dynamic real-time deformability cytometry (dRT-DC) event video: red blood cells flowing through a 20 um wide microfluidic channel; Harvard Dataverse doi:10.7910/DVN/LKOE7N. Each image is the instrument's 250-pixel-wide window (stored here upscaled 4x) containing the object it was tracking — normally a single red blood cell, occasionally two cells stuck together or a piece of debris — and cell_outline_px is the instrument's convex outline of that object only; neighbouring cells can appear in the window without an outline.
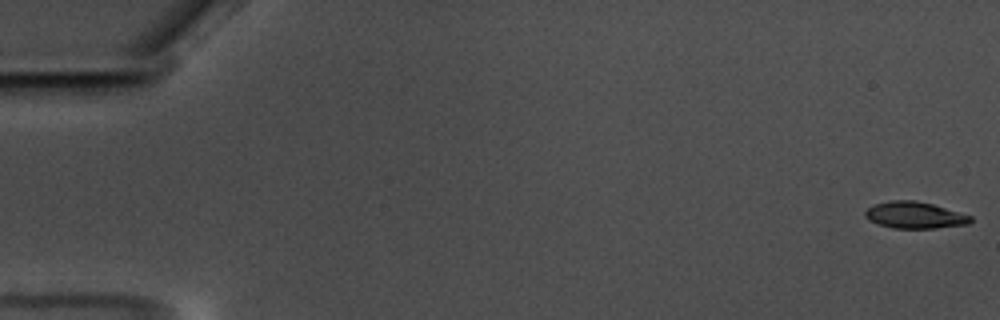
{"species": "common noctule bat (a hibernating species)", "species_latin": "Nyctalus noctula", "temperature_condition": "warm", "stored_images_in_passage": 59, "camera_frame_rate_fps": 3000, "um_per_image_px": 0.085, "animal": {"sex": "male", "body_mass_g": 17.5, "forearm_length_mm": 52.3}, "frame": {"image": 1, "passage_image": 1, "time_ms": 0.0, "image_size_px": [1000, 320], "cell_outline_px": [[972, 220], [968, 224], [936, 228], [892, 228], [868, 220], [864, 216], [864, 212], [868, 208], [876, 204], [892, 200], [916, 200], [932, 204], [972, 216]], "centroid_in_image_um": [77.74, 18.29], "position_along_channel_um": 7.3, "area_um2": 16.24}}
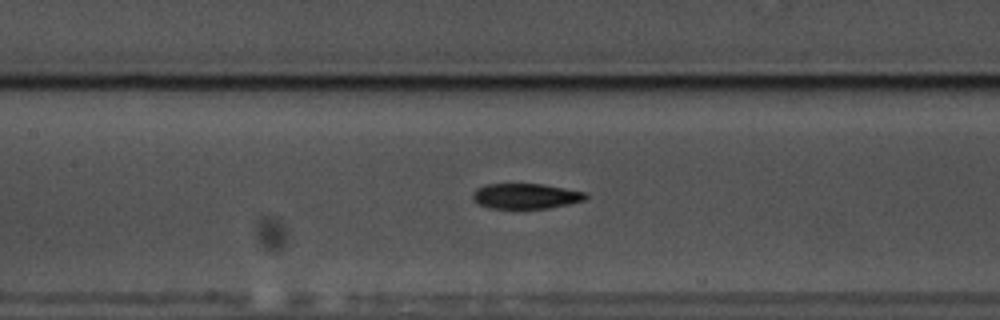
{"frame": {"image": 2, "passage_image": 28, "time_ms": 9.0, "image_size_px": [1000, 320], "cell_outline_px": [[588, 196], [584, 200], [568, 204], [548, 208], [488, 208], [472, 200], [472, 192], [476, 188], [488, 184], [544, 184], [588, 192]], "centroid_in_image_um": [44.69, 16.66], "position_along_channel_um": 162.7, "area_um2": 16.76}}
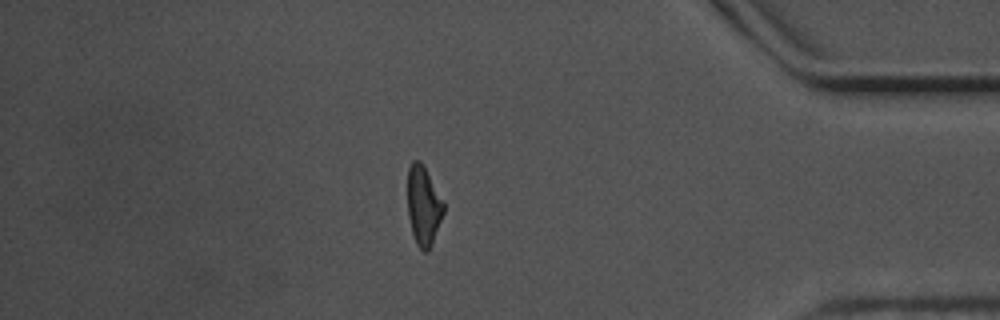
{"frame": {"image": 3, "passage_image": 51, "time_ms": 16.667, "image_size_px": [1000, 320], "cell_outline_px": [[444, 212], [432, 244], [428, 252], [424, 252], [416, 244], [412, 232], [408, 216], [408, 168], [412, 160], [420, 160], [424, 164], [444, 200]], "centroid_in_image_um": [36.01, 17.45], "position_along_channel_um": 399.2, "area_um2": 16.94}}